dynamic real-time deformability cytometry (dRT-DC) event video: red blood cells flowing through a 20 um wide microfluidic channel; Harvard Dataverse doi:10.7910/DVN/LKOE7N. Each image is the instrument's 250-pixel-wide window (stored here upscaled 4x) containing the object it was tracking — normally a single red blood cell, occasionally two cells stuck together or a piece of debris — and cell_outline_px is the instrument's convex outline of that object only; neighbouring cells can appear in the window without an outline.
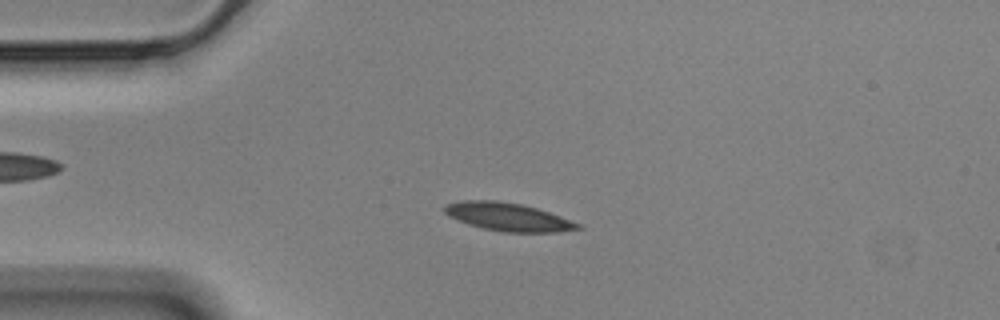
{"species": "Egyptian fruit bat (a non-hibernating species)", "species_latin": "Rousettus aegyptiacus", "temperature_condition": "cold", "stored_images_in_passage": 56, "camera_frame_rate_fps": 3000, "um_per_image_px": 0.085, "animal": {"sex": "male"}, "frame": {"image": 1, "passage_image": 13, "time_ms": 4.0, "image_size_px": [1000, 320], "cell_outline_px": [[584, 228], [560, 232], [504, 232], [484, 228], [468, 224], [456, 220], [448, 216], [444, 212], [444, 204], [460, 200], [496, 200], [520, 204], [536, 208], [560, 216], [580, 224]], "centroid_in_image_um": [43.15, 18.43], "position_along_channel_um": 41.9, "area_um2": 21.85}}
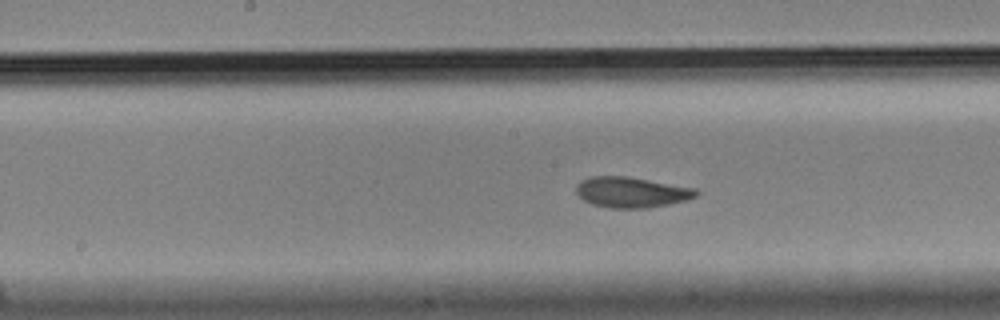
{"frame": {"image": 2, "passage_image": 28, "time_ms": 9.0, "image_size_px": [1000, 320], "cell_outline_px": [[700, 192], [696, 196], [688, 200], [648, 208], [608, 208], [592, 204], [584, 200], [576, 192], [576, 184], [580, 180], [592, 176], [624, 176], [696, 188]], "centroid_in_image_um": [53.67, 16.34], "position_along_channel_um": 194.5, "area_um2": 21.39}}
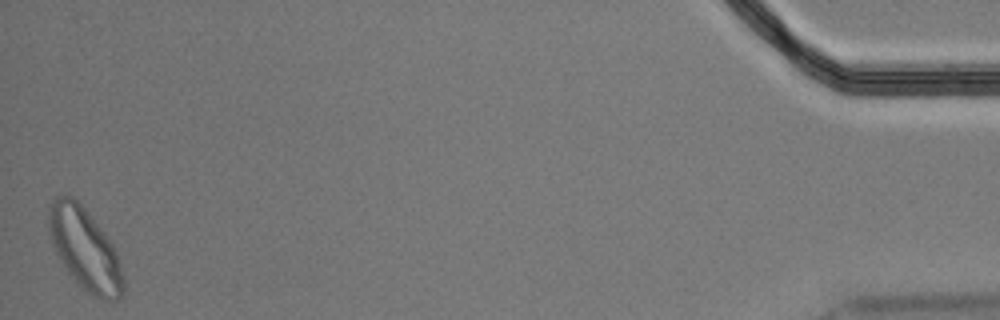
{"frame": {"image": 3, "passage_image": 56, "time_ms": 18.333, "image_size_px": [1000, 320], "cell_outline_px": [[124, 292], [120, 300], [104, 300], [92, 296], [68, 272], [60, 260], [52, 244], [48, 232], [48, 208], [52, 200], [56, 196], [72, 196], [88, 212], [104, 232], [112, 244], [116, 252], [120, 264], [124, 280]], "centroid_in_image_um": [7.21, 21.17], "position_along_channel_um": 428.0, "area_um2": 35.37}, "authors_computed_cell_mechanics": {"area_um2": 21.1548, "velocity_mm_per_s": 3.4916, "shape_relaxation_time_tau1_ms": 3.5195, "shape_relaxation_time_tau2_ms": 2.4788, "deformation_change_tau1": 0.1415, "deformation_change_tau2": 0.0771}}